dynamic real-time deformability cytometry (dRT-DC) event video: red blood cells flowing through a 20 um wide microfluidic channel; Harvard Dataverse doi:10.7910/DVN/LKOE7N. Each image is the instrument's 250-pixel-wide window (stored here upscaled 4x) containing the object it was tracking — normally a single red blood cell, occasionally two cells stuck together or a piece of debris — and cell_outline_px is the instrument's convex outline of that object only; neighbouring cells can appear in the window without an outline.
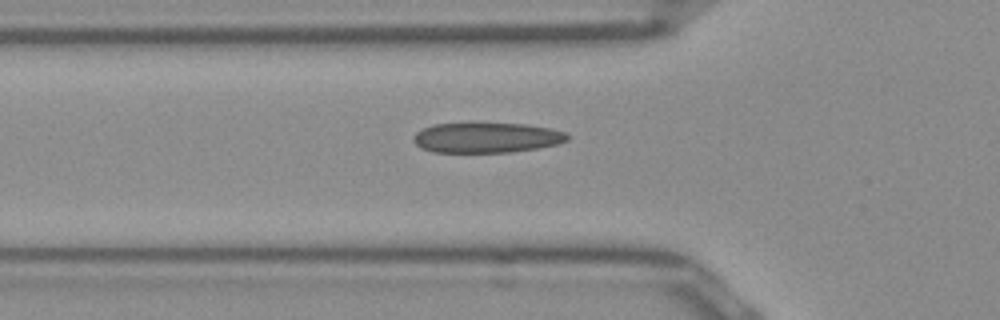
{"species": "Egyptian fruit bat (a non-hibernating species)", "species_latin": "Rousettus aegyptiacus", "temperature_condition": "room temperature", "stored_images_in_passage": 26, "camera_frame_rate_fps": 3000, "um_per_image_px": 0.085, "frame": {"image": 1, "passage_image": 2, "time_ms": 0.333, "image_size_px": [1000, 320], "cell_outline_px": [[568, 140], [556, 144], [536, 148], [512, 152], [432, 152], [420, 148], [412, 140], [412, 136], [416, 132], [432, 124], [472, 120], [524, 124], [548, 128], [564, 132], [568, 136]], "centroid_in_image_um": [41.26, 11.65], "position_along_channel_um": 84.5, "area_um2": 28.09}}
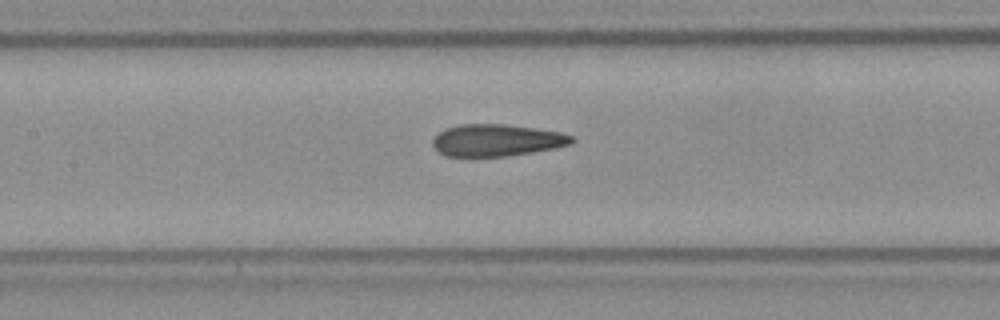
{"frame": {"image": 2, "passage_image": 8, "time_ms": 2.333, "image_size_px": [1000, 320], "cell_outline_px": [[576, 140], [572, 144], [556, 148], [504, 156], [444, 156], [432, 144], [432, 140], [444, 128], [460, 124], [504, 124], [536, 128], [560, 132], [576, 136]], "centroid_in_image_um": [42.26, 11.91], "position_along_channel_um": 165.1, "area_um2": 25.95}}
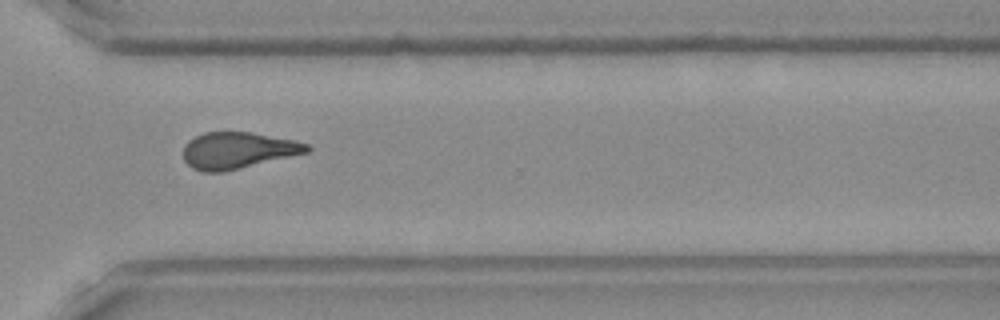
{"frame": {"image": 3, "passage_image": 22, "time_ms": 7.0, "image_size_px": [1000, 320], "cell_outline_px": [[312, 148], [308, 152], [224, 172], [200, 172], [192, 168], [184, 160], [184, 144], [188, 140], [204, 132], [252, 132], [296, 140], [308, 144]], "centroid_in_image_um": [20.21, 12.78], "position_along_channel_um": 350.4, "area_um2": 26.41}}